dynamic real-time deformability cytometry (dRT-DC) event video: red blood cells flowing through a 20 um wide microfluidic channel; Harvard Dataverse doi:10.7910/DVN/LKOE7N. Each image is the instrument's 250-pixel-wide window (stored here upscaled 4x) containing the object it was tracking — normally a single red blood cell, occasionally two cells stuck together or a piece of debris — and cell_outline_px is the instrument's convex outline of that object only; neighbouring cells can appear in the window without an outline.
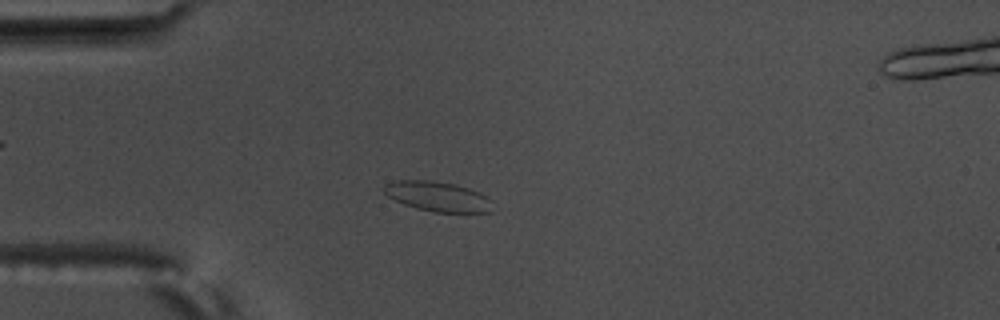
{"species": "common noctule bat (a hibernating species)", "species_latin": "Nyctalus noctula", "temperature_condition": "warm", "stored_images_in_passage": 9, "camera_frame_rate_fps": 3000, "um_per_image_px": 0.085, "animal": {"sex": "male", "body_mass_g": 17.5, "forearm_length_mm": 52.3}, "frame": {"image": 1, "passage_image": 3, "time_ms": 0.667, "image_size_px": [1000, 320], "cell_outline_px": [[492, 212], [432, 212], [416, 208], [404, 204], [388, 196], [384, 192], [384, 184], [396, 180], [428, 180], [452, 184], [468, 188], [480, 192], [488, 196], [492, 200]], "centroid_in_image_um": [37.23, 16.7], "position_along_channel_um": 47.8, "area_um2": 18.9}}
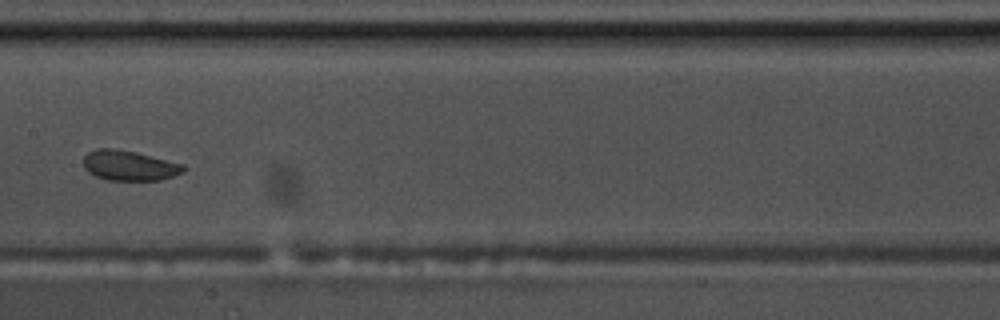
{"frame": {"image": 2, "passage_image": 7, "time_ms": 2.0, "image_size_px": [1000, 320], "cell_outline_px": [[188, 168], [184, 172], [160, 180], [108, 180], [96, 176], [88, 172], [84, 168], [84, 156], [88, 152], [96, 148], [116, 148], [136, 152], [184, 164]], "centroid_in_image_um": [11.0, 14.06], "position_along_channel_um": 196.4, "area_um2": 17.69}}
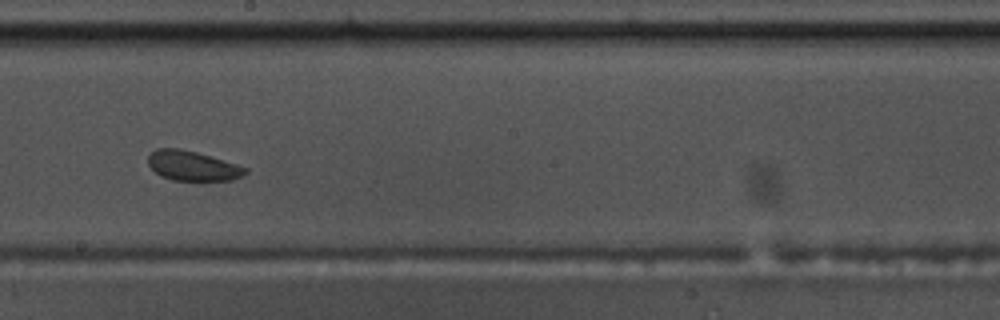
{"frame": {"image": 3, "passage_image": 8, "time_ms": 2.333, "image_size_px": [1000, 320], "cell_outline_px": [[248, 172], [244, 176], [232, 180], [172, 180], [160, 176], [148, 164], [148, 156], [156, 148], [180, 148], [196, 152], [236, 164], [248, 168]], "centroid_in_image_um": [16.37, 14.1], "position_along_channel_um": 231.8, "area_um2": 16.82}}